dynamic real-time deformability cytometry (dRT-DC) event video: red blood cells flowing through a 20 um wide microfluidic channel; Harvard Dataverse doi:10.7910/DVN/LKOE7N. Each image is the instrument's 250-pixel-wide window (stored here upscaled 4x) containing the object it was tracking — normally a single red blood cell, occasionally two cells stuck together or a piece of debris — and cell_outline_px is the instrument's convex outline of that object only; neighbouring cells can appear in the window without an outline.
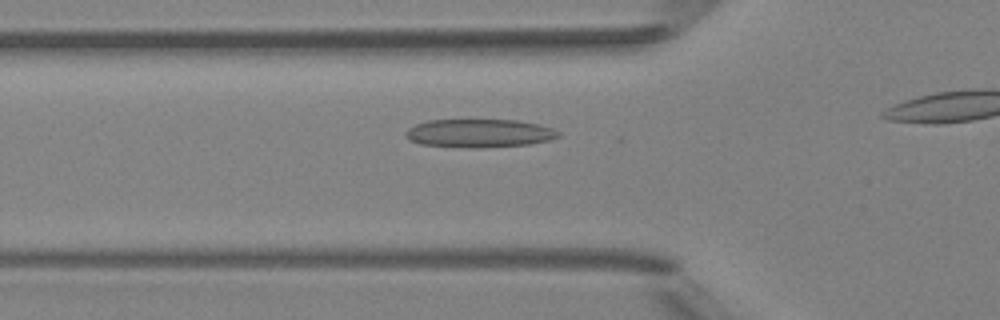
{"species": "Egyptian fruit bat (a non-hibernating species)", "species_latin": "Rousettus aegyptiacus", "temperature_condition": "room temperature", "stored_images_in_passage": 12, "camera_frame_rate_fps": 3000, "um_per_image_px": 0.085, "animal": {"sex": "female"}, "frame": {"image": 1, "passage_image": 7, "time_ms": 2.0, "image_size_px": [1000, 320], "cell_outline_px": [[560, 136], [548, 140], [528, 144], [476, 148], [472, 148], [420, 144], [408, 140], [404, 136], [404, 132], [408, 128], [416, 124], [428, 120], [516, 120], [540, 124], [552, 128], [560, 132]], "centroid_in_image_um": [40.7, 11.32], "position_along_channel_um": 85.1, "area_um2": 25.26}}
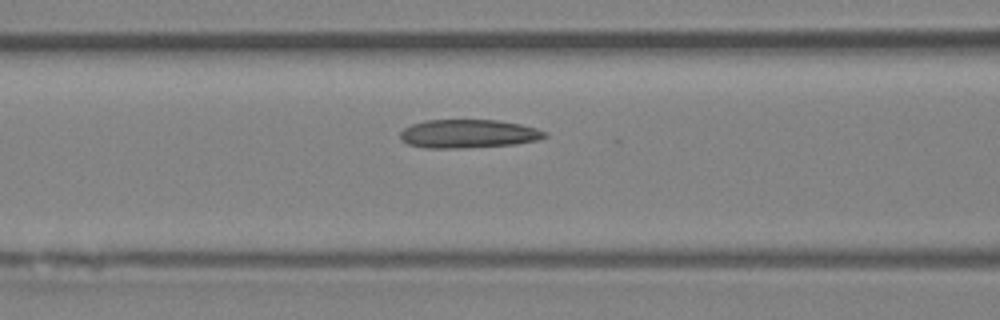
{"frame": {"image": 2, "passage_image": 10, "time_ms": 3.0, "image_size_px": [1000, 320], "cell_outline_px": [[548, 136], [536, 140], [516, 144], [460, 148], [424, 148], [408, 144], [400, 140], [400, 132], [404, 128], [412, 124], [424, 120], [496, 120], [520, 124], [536, 128], [548, 132]], "centroid_in_image_um": [39.79, 11.37], "position_along_channel_um": 126.8, "area_um2": 24.1}}